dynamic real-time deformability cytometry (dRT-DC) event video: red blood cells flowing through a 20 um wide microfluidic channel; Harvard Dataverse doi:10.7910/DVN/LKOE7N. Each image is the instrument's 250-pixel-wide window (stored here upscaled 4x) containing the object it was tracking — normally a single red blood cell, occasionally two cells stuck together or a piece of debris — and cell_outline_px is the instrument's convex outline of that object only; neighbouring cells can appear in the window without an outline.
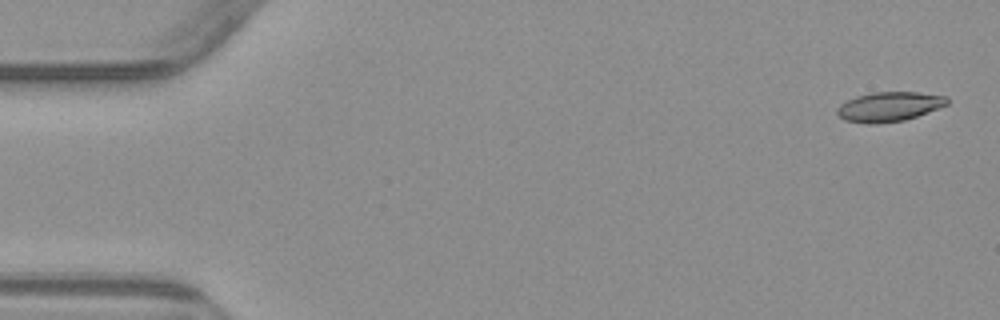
{"species": "common noctule bat (a hibernating species)", "species_latin": "Nyctalus noctula", "temperature_condition": "warm", "stored_images_in_passage": 5, "camera_frame_rate_fps": 3000, "um_per_image_px": 0.085, "animal": {"sex": "male", "body_mass_g": 23.1, "forearm_length_mm": 52.7}, "frame": {"image": 1, "passage_image": 1, "time_ms": 0.0, "image_size_px": [1000, 320], "cell_outline_px": [[948, 104], [916, 116], [904, 120], [876, 124], [868, 124], [844, 120], [836, 112], [836, 108], [840, 104], [856, 96], [872, 92], [916, 92], [948, 96]], "centroid_in_image_um": [75.55, 9.06], "position_along_channel_um": 9.4, "area_um2": 18.9}}
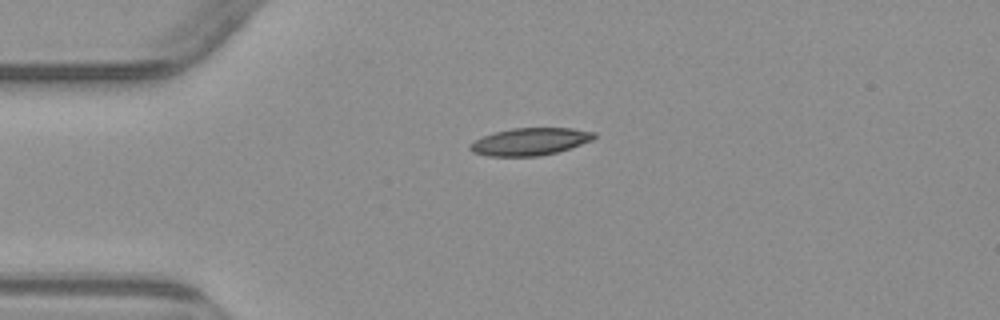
{"frame": {"image": 2, "passage_image": 4, "time_ms": 3.667, "image_size_px": [1000, 320], "cell_outline_px": [[596, 136], [592, 140], [572, 148], [540, 156], [488, 156], [472, 152], [468, 148], [468, 144], [484, 136], [496, 132], [512, 128], [572, 128], [596, 132]], "centroid_in_image_um": [45.07, 12.04], "position_along_channel_um": 39.9, "area_um2": 19.83}}